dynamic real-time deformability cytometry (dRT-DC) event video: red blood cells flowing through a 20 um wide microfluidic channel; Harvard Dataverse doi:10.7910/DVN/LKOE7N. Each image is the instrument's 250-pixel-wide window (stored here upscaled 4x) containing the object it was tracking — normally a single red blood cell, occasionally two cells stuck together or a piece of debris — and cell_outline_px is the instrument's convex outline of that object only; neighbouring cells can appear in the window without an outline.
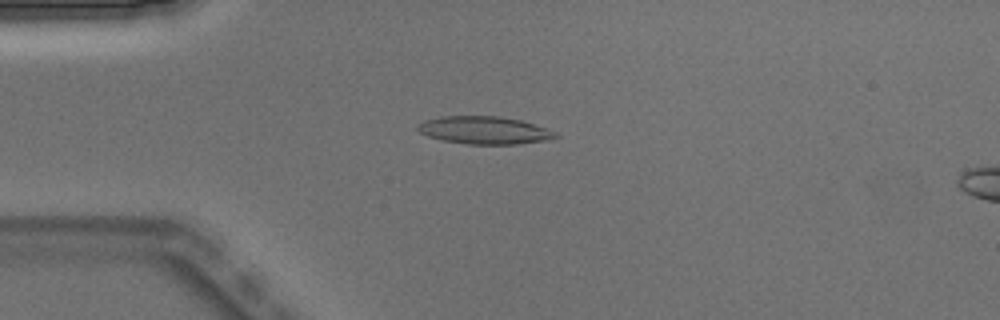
{"species": "Egyptian fruit bat (a non-hibernating species)", "species_latin": "Rousettus aegyptiacus", "temperature_condition": "warm", "stored_images_in_passage": 5, "segment_of_instrument_passage": [1, 2], "camera_frame_rate_fps": 3000, "um_per_image_px": 0.085, "animal": {"sex": "male"}, "frame": {"image": 1, "passage_image": 4, "time_ms": 1.0, "image_size_px": [1000, 320], "cell_outline_px": [[560, 136], [544, 140], [516, 144], [468, 144], [444, 140], [428, 136], [420, 132], [416, 128], [424, 120], [440, 116], [496, 116], [520, 120], [556, 132]], "centroid_in_image_um": [41.14, 11.06], "position_along_channel_um": 43.9, "area_um2": 21.85}}